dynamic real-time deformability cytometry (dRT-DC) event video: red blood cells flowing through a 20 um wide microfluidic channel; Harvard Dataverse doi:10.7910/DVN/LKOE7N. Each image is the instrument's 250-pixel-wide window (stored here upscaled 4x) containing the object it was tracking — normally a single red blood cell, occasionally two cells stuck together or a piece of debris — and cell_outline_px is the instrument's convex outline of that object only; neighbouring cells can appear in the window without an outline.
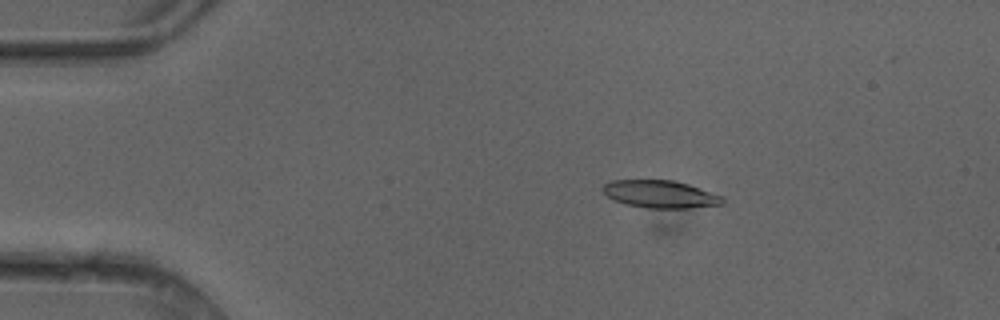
{"species": "common noctule bat (a hibernating species)", "species_latin": "Nyctalus noctula", "temperature_condition": "cold", "stored_images_in_passage": 4, "camera_frame_rate_fps": 3000, "um_per_image_px": 0.085, "animal": {"sex": "female"}, "frame": {"image": 1, "passage_image": 3, "time_ms": 0.667, "image_size_px": [1000, 320], "cell_outline_px": [[724, 204], [688, 208], [648, 208], [624, 204], [608, 196], [600, 188], [604, 184], [612, 180], [672, 180], [688, 184], [724, 196]], "centroid_in_image_um": [56.14, 16.5], "position_along_channel_um": 28.9, "area_um2": 19.25}}